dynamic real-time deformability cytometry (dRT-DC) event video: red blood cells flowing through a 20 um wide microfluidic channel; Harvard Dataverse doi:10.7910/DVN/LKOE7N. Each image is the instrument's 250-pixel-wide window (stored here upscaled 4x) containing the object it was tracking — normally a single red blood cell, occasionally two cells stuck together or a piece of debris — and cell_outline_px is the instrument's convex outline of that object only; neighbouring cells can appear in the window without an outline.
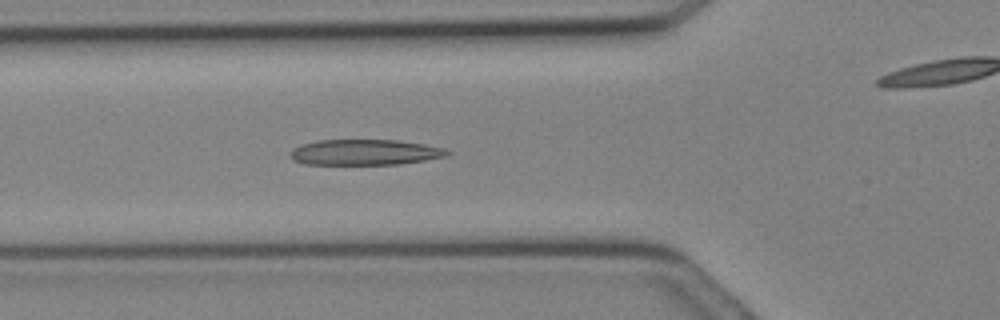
{"species": "Egyptian fruit bat (a non-hibernating species)", "species_latin": "Rousettus aegyptiacus", "temperature_condition": "cold", "stored_images_in_passage": 13, "camera_frame_rate_fps": 3000, "um_per_image_px": 0.085, "animal": {"sex": "female"}, "frame": {"image": 1, "passage_image": 10, "time_ms": 3.0, "image_size_px": [1000, 320], "cell_outline_px": [[452, 152], [448, 156], [400, 164], [304, 164], [292, 160], [292, 148], [300, 144], [316, 140], [396, 140], [424, 144], [444, 148]], "centroid_in_image_um": [31.02, 12.94], "position_along_channel_um": 94.8, "area_um2": 23.47}}